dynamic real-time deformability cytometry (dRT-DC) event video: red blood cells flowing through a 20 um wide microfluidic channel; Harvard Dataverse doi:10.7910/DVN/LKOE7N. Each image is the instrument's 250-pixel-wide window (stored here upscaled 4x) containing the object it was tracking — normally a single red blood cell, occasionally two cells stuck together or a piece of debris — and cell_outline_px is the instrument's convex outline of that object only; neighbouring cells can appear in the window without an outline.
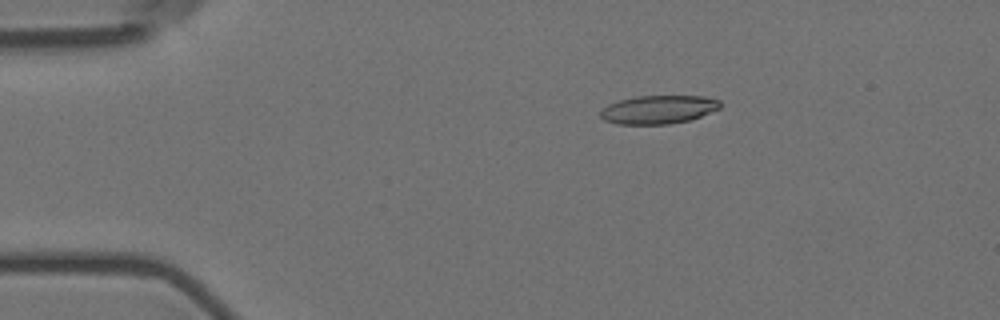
{"species": "Egyptian fruit bat (a non-hibernating species)", "species_latin": "Rousettus aegyptiacus", "temperature_condition": "room temperature", "stored_images_in_passage": 5, "camera_frame_rate_fps": 3000, "um_per_image_px": 0.085, "animal": {"sex": "female"}, "frame": {"image": 1, "passage_image": 3, "time_ms": 0.667, "image_size_px": [1000, 320], "cell_outline_px": [[720, 108], [700, 116], [688, 120], [668, 124], [616, 124], [604, 120], [600, 116], [600, 112], [608, 104], [620, 100], [636, 96], [704, 96], [720, 100]], "centroid_in_image_um": [55.95, 9.31], "position_along_channel_um": 29.1, "area_um2": 19.71}}
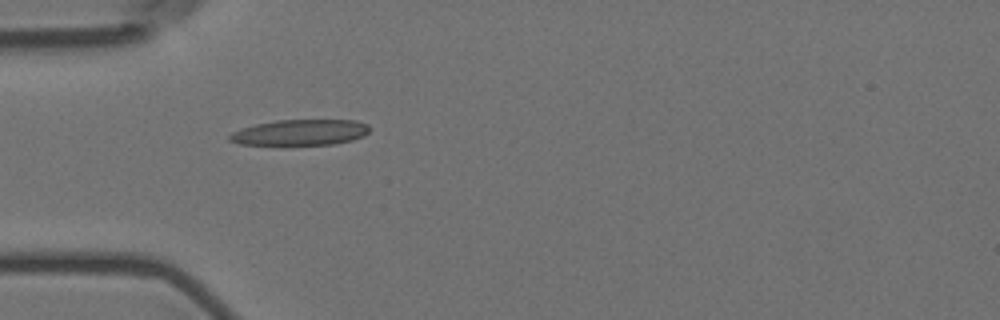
{"frame": {"image": 2, "passage_image": 5, "time_ms": 1.333, "image_size_px": [1000, 320], "cell_outline_px": [[368, 132], [364, 136], [352, 140], [332, 144], [240, 144], [228, 140], [228, 136], [232, 132], [256, 124], [276, 120], [356, 120], [368, 124]], "centroid_in_image_um": [25.54, 11.24], "position_along_channel_um": 59.5, "area_um2": 20.75}}